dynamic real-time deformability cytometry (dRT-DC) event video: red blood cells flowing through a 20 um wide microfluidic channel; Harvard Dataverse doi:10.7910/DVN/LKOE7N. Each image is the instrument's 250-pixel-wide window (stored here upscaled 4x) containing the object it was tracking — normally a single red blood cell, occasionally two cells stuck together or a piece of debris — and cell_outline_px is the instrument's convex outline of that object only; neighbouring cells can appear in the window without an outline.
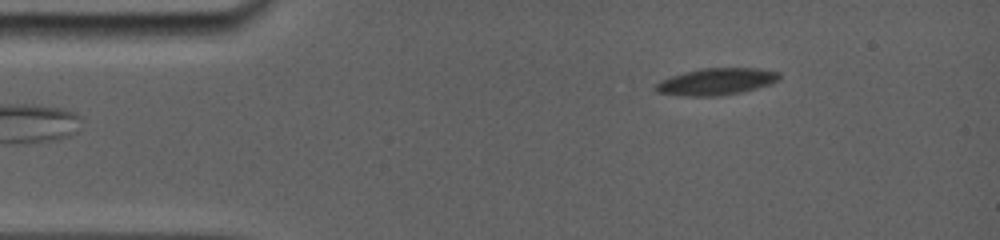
{"species": "common noctule bat (a hibernating species)", "species_latin": "Nyctalus noctula", "temperature_condition": "room temperature", "stored_images_in_passage": 45, "camera_frame_rate_fps": 5000, "um_per_image_px": 0.085, "animal": {"sex": "female", "body_mass_g": 19.0, "forearm_length_mm": 56.7}, "frame": {"image": 1, "passage_image": 5, "time_ms": 1.2, "image_size_px": [1000, 240], "cell_outline_px": [[780, 80], [772, 84], [740, 92], [720, 96], [684, 96], [656, 92], [652, 88], [660, 80], [684, 72], [700, 68], [756, 68], [780, 72]], "centroid_in_image_um": [60.88, 6.93], "position_along_channel_um": 24.1, "area_um2": 19.48}}
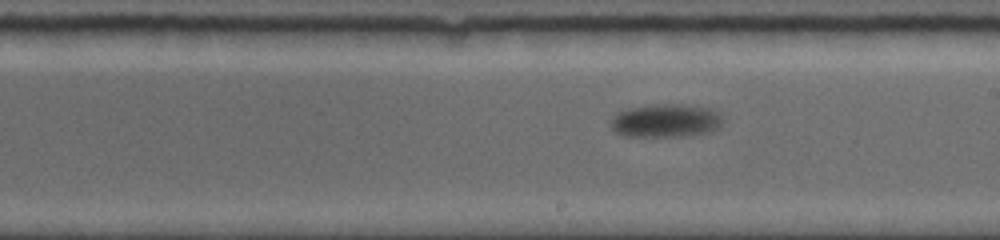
{"frame": {"image": 2, "passage_image": 28, "time_ms": 8.8, "image_size_px": [1000, 240], "cell_outline_px": [[720, 128], [712, 132], [684, 136], [624, 136], [616, 132], [612, 128], [612, 116], [628, 108], [652, 104], [680, 104], [712, 108], [720, 112]], "centroid_in_image_um": [56.62, 10.25], "position_along_channel_um": 232.4, "area_um2": 21.85}}
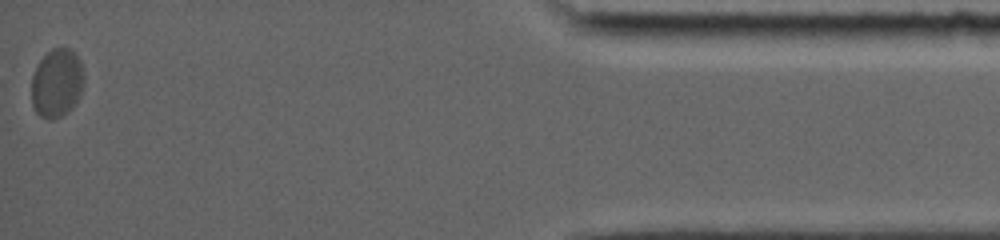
{"frame": {"image": 3, "passage_image": 45, "time_ms": 16.4, "image_size_px": [1000, 240], "cell_outline_px": [[84, 84], [80, 96], [68, 112], [60, 116], [48, 120], [40, 116], [36, 112], [32, 104], [32, 76], [40, 60], [52, 48], [68, 48], [76, 52], [80, 60], [84, 72]], "centroid_in_image_um": [4.86, 7.05], "position_along_channel_um": 430.3, "area_um2": 21.1}, "authors_computed_cell_mechanics": {"area_um2": 20.2878, "velocity_mm_per_s": 3.526, "shape_relaxation_time_tau1_ms": 9.07, "shape_relaxation_time_tau2_ms": null, "deformation_change_tau1": 0.197, "deformation_change_tau2": null}}